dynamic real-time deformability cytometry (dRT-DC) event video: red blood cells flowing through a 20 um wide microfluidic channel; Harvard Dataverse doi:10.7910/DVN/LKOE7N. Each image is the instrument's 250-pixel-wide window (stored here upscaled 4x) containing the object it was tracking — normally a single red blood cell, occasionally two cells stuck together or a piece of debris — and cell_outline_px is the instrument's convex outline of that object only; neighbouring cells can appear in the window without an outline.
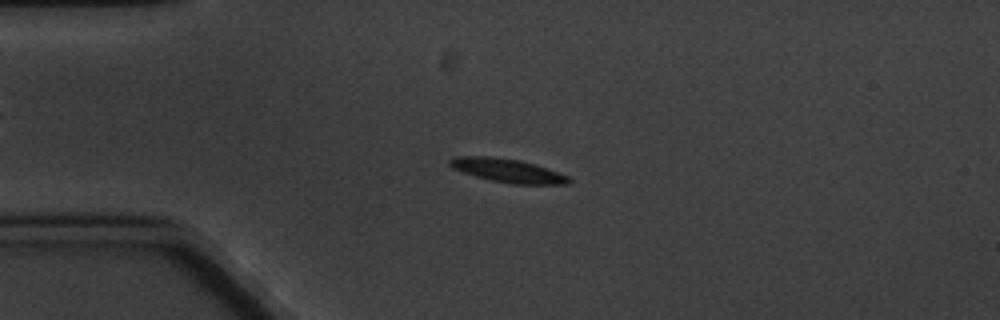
{"species": "common noctule bat (a hibernating species)", "species_latin": "Nyctalus noctula", "temperature_condition": "cold", "stored_images_in_passage": 6, "camera_frame_rate_fps": 3000, "um_per_image_px": 0.085, "animal": {"sex": "male", "body_mass_g": 20.1, "forearm_length_mm": 53.5}, "frame": {"image": 1, "passage_image": 5, "time_ms": 5.333, "image_size_px": [1000, 320], "cell_outline_px": [[572, 184], [512, 184], [492, 180], [476, 176], [452, 168], [448, 164], [448, 160], [456, 156], [488, 156], [520, 160], [568, 176], [572, 180]], "centroid_in_image_um": [43.12, 14.5], "position_along_channel_um": 41.9, "area_um2": 16.13}}